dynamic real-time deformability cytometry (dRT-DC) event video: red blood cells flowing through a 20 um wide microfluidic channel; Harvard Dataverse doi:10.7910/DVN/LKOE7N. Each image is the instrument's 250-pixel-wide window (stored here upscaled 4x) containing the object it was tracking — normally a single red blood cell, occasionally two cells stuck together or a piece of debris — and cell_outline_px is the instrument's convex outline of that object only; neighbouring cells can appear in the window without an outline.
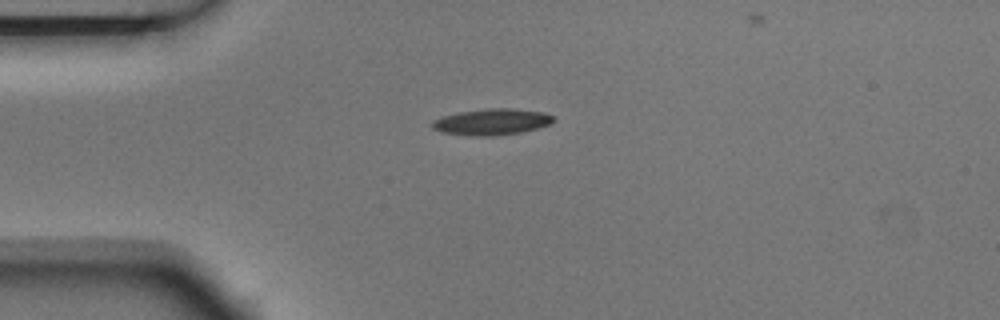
{"species": "Egyptian fruit bat (a non-hibernating species)", "species_latin": "Rousettus aegyptiacus", "temperature_condition": "room temperature", "stored_images_in_passage": 1, "camera_frame_rate_fps": 3000, "um_per_image_px": 0.085, "animal": {"sex": "male"}, "frame": {"image": 1, "passage_image": 1, "time_ms": 0.0, "image_size_px": [1000, 320], "cell_outline_px": [[556, 120], [548, 124], [536, 128], [520, 132], [492, 136], [476, 136], [444, 132], [432, 128], [432, 120], [444, 116], [460, 112], [488, 108], [512, 108], [544, 112], [552, 116]], "centroid_in_image_um": [41.81, 10.35], "position_along_channel_um": 43.2, "area_um2": 18.26}}